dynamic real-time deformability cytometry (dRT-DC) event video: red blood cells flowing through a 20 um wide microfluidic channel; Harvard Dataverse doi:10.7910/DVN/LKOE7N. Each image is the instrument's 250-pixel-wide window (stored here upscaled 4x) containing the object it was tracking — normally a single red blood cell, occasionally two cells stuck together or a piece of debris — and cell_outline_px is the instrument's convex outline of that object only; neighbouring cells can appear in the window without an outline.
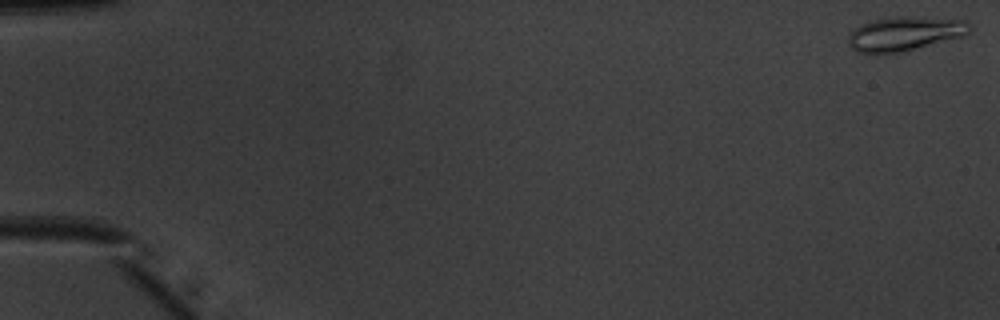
{"species": "common noctule bat (a hibernating species)", "species_latin": "Nyctalus noctula", "temperature_condition": "warm", "stored_images_in_passage": 51, "camera_frame_rate_fps": 3000, "um_per_image_px": 0.085, "animal": {"sex": "male", "body_mass_g": 20.1, "forearm_length_mm": 53.5}, "frame": {"image": 1, "passage_image": 1, "time_ms": 0.0, "image_size_px": [1000, 320], "cell_outline_px": [[972, 28], [964, 36], [900, 52], [856, 52], [848, 44], [848, 32], [852, 28], [868, 20], [896, 16], [900, 16], [968, 20], [972, 24]], "centroid_in_image_um": [76.88, 2.83], "position_along_channel_um": 8.1, "area_um2": 24.28}}
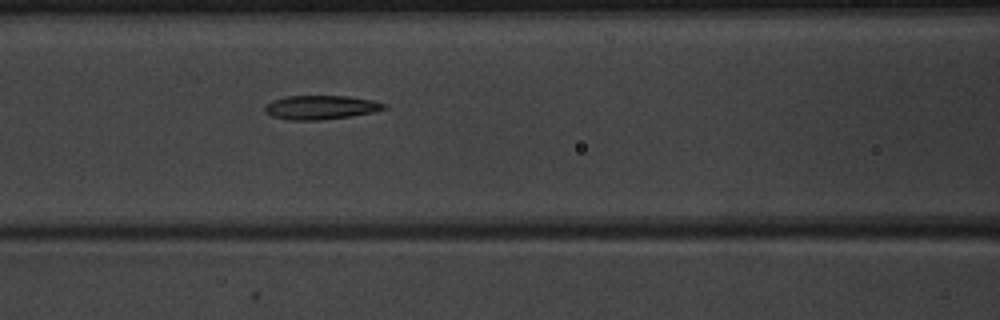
{"frame": {"image": 2, "passage_image": 23, "time_ms": 7.333, "image_size_px": [1000, 320], "cell_outline_px": [[388, 108], [376, 112], [352, 116], [320, 120], [288, 120], [272, 116], [264, 112], [264, 104], [272, 100], [284, 96], [348, 96], [372, 100], [388, 104]], "centroid_in_image_um": [27.27, 9.13], "position_along_channel_um": 139.3, "area_um2": 16.99}}
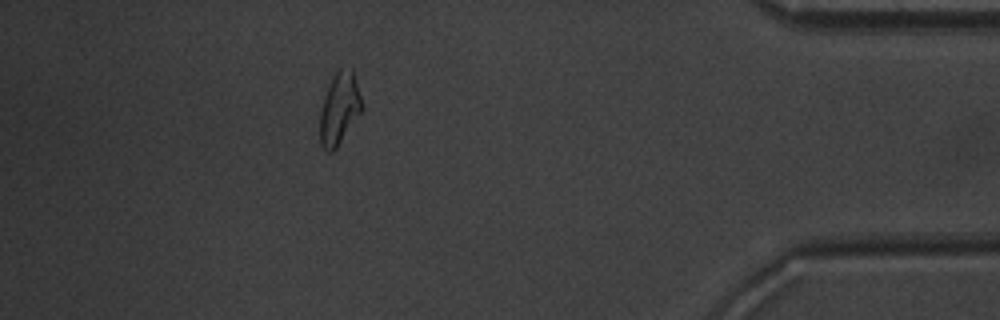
{"frame": {"image": 3, "passage_image": 46, "time_ms": 15.0, "image_size_px": [1000, 320], "cell_outline_px": [[364, 108], [336, 148], [332, 152], [328, 152], [320, 144], [320, 112], [324, 96], [336, 72], [340, 68], [352, 68], [364, 104]], "centroid_in_image_um": [28.87, 9.23], "position_along_channel_um": 406.3, "area_um2": 17.51}, "authors_computed_cell_mechanics": {"area_um2": 17.4556, "velocity_mm_per_s": 4.0252, "shape_relaxation_time_tau1_ms": 5.7119, "shape_relaxation_time_tau2_ms": 2.644, "deformation_change_tau1": 0.1594, "deformation_change_tau2": 0.1059}}